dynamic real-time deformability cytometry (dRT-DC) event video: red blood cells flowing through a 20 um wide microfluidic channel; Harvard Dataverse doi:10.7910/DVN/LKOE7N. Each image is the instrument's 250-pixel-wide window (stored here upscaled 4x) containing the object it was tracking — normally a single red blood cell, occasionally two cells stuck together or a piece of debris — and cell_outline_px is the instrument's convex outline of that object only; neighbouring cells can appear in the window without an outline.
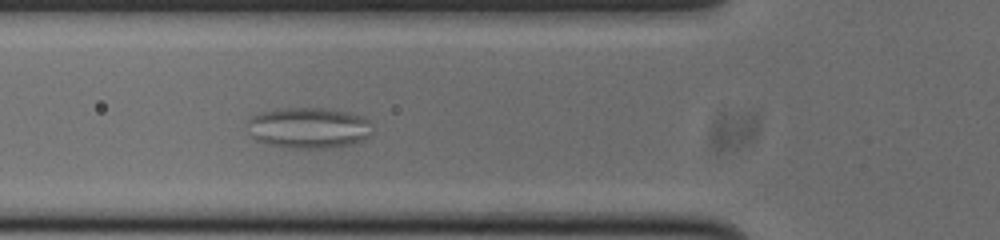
{"species": "common noctule bat (a hibernating species)", "species_latin": "Nyctalus noctula", "temperature_condition": "cold", "stored_images_in_passage": 53, "camera_frame_rate_fps": 3000, "um_per_image_px": 0.085, "animal": {"sex": "male", "body_mass_g": 20.0, "forearm_length_mm": 53.3}, "frame": {"image": 1, "passage_image": 15, "time_ms": 4.667, "image_size_px": [1000, 240], "cell_outline_px": [[368, 136], [364, 140], [348, 144], [324, 148], [292, 148], [268, 144], [256, 140], [252, 136], [248, 124], [248, 120], [252, 116], [260, 112], [276, 108], [324, 108], [348, 112], [364, 116], [368, 120]], "centroid_in_image_um": [26.19, 10.85], "position_along_channel_um": 99.6, "area_um2": 29.48}}